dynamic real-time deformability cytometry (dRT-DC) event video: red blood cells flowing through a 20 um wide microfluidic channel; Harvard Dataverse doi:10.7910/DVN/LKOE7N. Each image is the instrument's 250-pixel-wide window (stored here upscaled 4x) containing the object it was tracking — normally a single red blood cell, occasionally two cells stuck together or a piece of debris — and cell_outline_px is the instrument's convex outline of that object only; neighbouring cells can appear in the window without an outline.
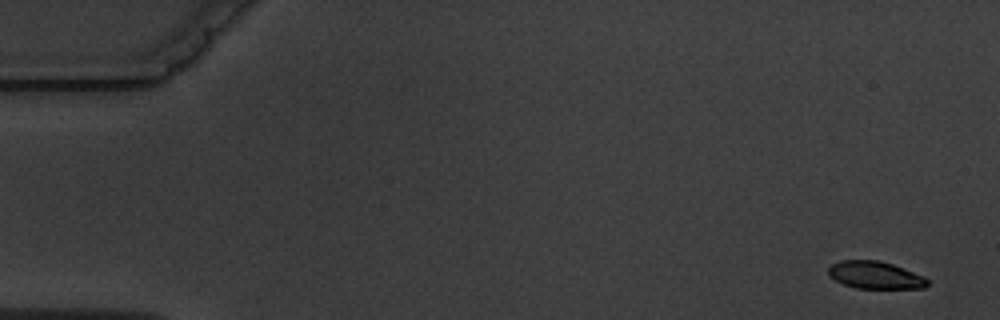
{"species": "common noctule bat (a hibernating species)", "species_latin": "Nyctalus noctula", "temperature_condition": "warm", "stored_images_in_passage": 4, "camera_frame_rate_fps": 3000, "um_per_image_px": 0.085, "animal": {"sex": "male", "body_mass_g": 19.5, "forearm_length_mm": 54.6}, "frame": {"image": 1, "passage_image": 1, "time_ms": 0.0, "image_size_px": [1000, 320], "cell_outline_px": [[928, 284], [924, 288], [856, 288], [844, 284], [828, 276], [828, 268], [832, 264], [840, 260], [880, 260], [892, 264], [924, 276], [928, 280]], "centroid_in_image_um": [74.37, 23.37], "position_along_channel_um": 10.6, "area_um2": 15.78}}